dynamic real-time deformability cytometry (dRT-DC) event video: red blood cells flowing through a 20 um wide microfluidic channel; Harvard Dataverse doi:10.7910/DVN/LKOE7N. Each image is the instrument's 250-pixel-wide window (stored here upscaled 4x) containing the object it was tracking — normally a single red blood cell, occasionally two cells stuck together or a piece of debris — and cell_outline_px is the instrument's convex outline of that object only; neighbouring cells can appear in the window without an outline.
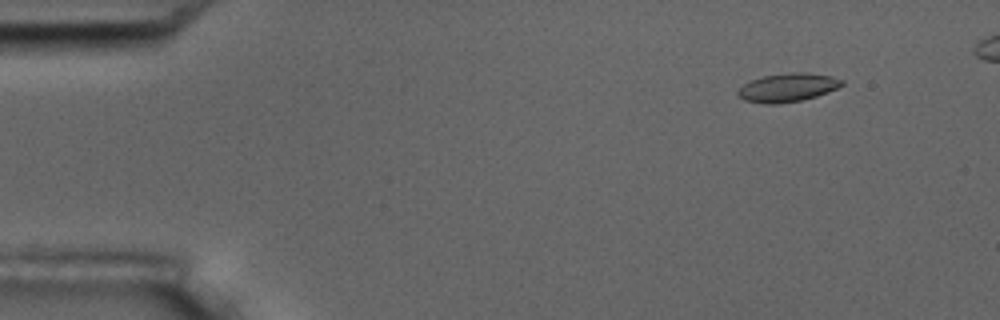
{"species": "common noctule bat (a hibernating species)", "species_latin": "Nyctalus noctula", "temperature_condition": "room temperature", "stored_images_in_passage": 6, "camera_frame_rate_fps": 3000, "um_per_image_px": 0.085, "animal": {"sex": "male", "body_mass_g": 17.5, "forearm_length_mm": 52.3}, "frame": {"image": 1, "passage_image": 2, "time_ms": 1.0, "image_size_px": [1000, 320], "cell_outline_px": [[844, 84], [828, 92], [816, 96], [800, 100], [780, 104], [764, 104], [744, 100], [736, 96], [736, 92], [744, 84], [752, 80], [764, 76], [792, 72], [808, 72], [832, 76], [844, 80]], "centroid_in_image_um": [66.94, 7.44], "position_along_channel_um": 18.1, "area_um2": 17.34}}